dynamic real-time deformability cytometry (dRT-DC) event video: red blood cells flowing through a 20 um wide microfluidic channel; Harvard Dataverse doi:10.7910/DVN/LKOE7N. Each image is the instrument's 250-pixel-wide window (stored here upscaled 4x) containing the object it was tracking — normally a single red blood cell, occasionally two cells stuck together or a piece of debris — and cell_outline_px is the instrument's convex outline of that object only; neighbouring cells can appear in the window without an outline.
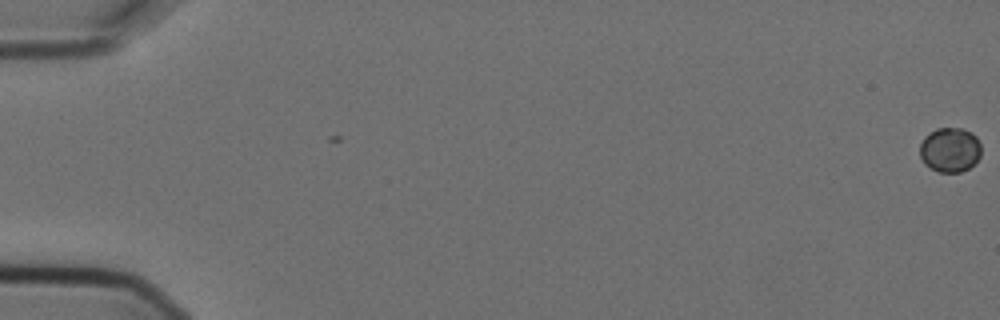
{"species": "Egyptian fruit bat (a non-hibernating species)", "species_latin": "Rousettus aegyptiacus", "temperature_condition": "cold", "stored_images_in_passage": 6, "camera_frame_rate_fps": 3000, "um_per_image_px": 0.085, "animal": {"sex": "female"}, "frame": {"image": 1, "passage_image": 1, "time_ms": 0.0, "image_size_px": [1000, 320], "cell_outline_px": [[980, 156], [968, 168], [960, 172], [940, 172], [924, 164], [920, 156], [920, 144], [924, 136], [936, 128], [964, 128], [972, 132], [976, 136], [980, 144]], "centroid_in_image_um": [80.73, 12.71], "position_along_channel_um": 4.3, "area_um2": 15.95}}
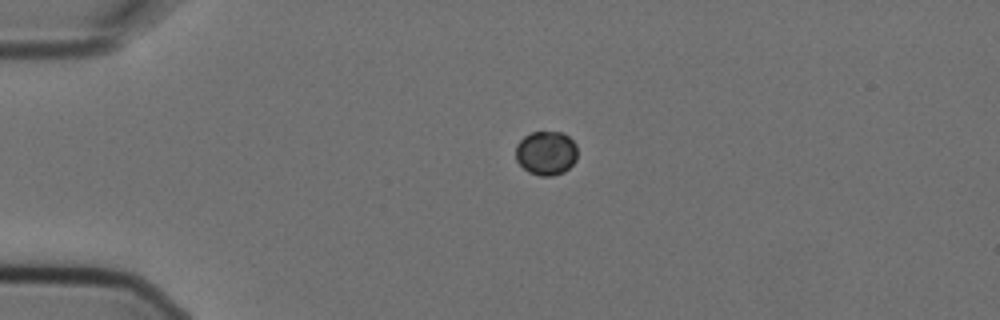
{"frame": {"image": 2, "passage_image": 5, "time_ms": 1.333, "image_size_px": [1000, 320], "cell_outline_px": [[576, 160], [564, 172], [552, 176], [540, 176], [528, 172], [516, 160], [516, 144], [524, 136], [532, 132], [564, 132], [576, 144]], "centroid_in_image_um": [46.42, 13.01], "position_along_channel_um": 38.6, "area_um2": 15.9}}